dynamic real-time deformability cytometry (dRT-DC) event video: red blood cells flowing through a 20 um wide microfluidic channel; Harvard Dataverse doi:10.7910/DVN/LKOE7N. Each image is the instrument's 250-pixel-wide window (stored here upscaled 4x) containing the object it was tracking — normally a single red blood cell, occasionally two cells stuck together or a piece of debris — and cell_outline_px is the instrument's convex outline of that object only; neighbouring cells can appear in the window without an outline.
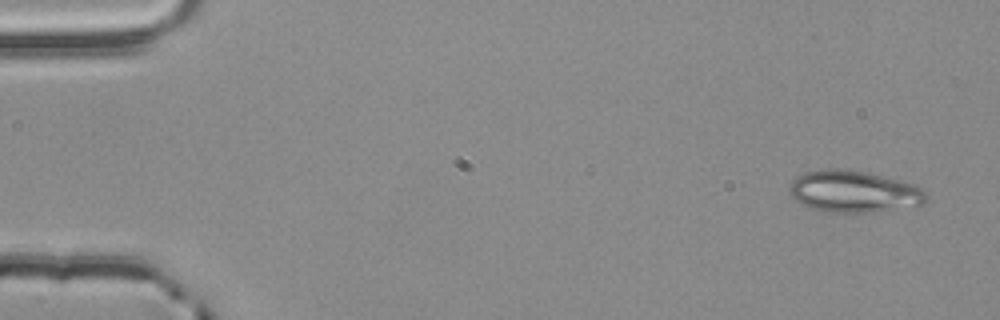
{"species": "common noctule bat (a hibernating species)", "species_latin": "Nyctalus noctula", "temperature_condition": "room temperature", "stored_images_in_passage": 5, "camera_frame_rate_fps": 3000, "um_per_image_px": 0.085, "animal": {"sex": "male", "body_mass_g": 20.4}, "frame": {"image": 1, "passage_image": 1, "time_ms": 0.0, "image_size_px": [1000, 320], "cell_outline_px": [[928, 196], [920, 204], [876, 212], [828, 212], [808, 208], [796, 200], [788, 192], [788, 188], [792, 180], [796, 176], [804, 172], [828, 168], [836, 168], [864, 172], [900, 180], [916, 184]], "centroid_in_image_um": [72.5, 16.27], "position_along_channel_um": 12.5, "area_um2": 33.18}}
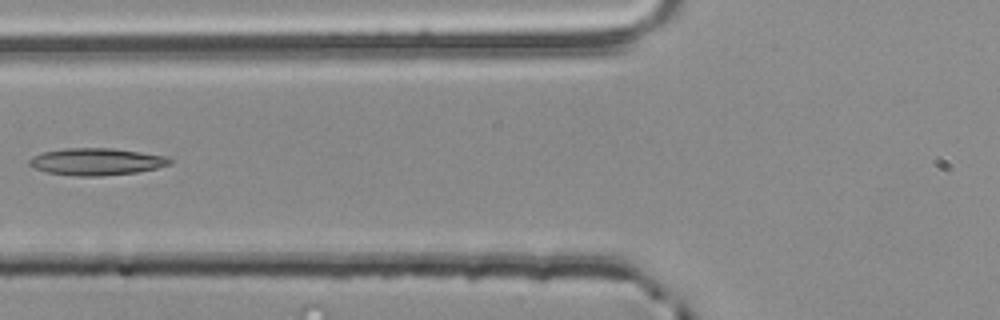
{"frame": {"image": 2, "passage_image": 5, "time_ms": 1.333, "image_size_px": [1000, 320], "cell_outline_px": [[172, 164], [156, 168], [136, 172], [100, 176], [80, 176], [44, 172], [32, 168], [28, 164], [28, 160], [32, 156], [44, 152], [64, 148], [112, 148], [168, 156], [172, 160]], "centroid_in_image_um": [8.17, 13.74], "position_along_channel_um": 117.6, "area_um2": 22.25}}